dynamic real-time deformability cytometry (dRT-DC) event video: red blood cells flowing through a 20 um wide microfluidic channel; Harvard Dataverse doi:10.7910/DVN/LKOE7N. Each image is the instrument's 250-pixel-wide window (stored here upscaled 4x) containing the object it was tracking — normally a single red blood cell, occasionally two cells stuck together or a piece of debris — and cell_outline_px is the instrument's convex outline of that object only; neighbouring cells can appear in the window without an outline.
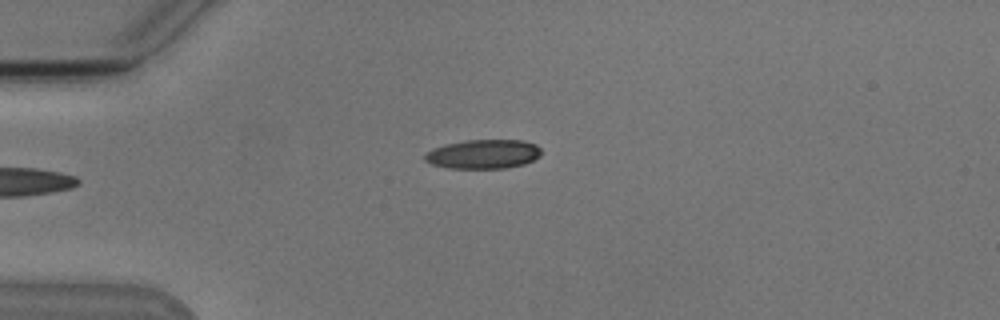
{"species": "Egyptian fruit bat (a non-hibernating species)", "species_latin": "Rousettus aegyptiacus", "temperature_condition": "cold", "stored_images_in_passage": 2, "camera_frame_rate_fps": 3000, "um_per_image_px": 0.085, "animal": {"sex": "male"}, "frame": {"image": 1, "passage_image": 2, "time_ms": 1.333, "image_size_px": [1000, 320], "cell_outline_px": [[540, 156], [524, 164], [504, 168], [448, 168], [432, 164], [424, 160], [424, 156], [432, 148], [444, 144], [468, 140], [524, 140], [536, 144], [540, 148]], "centroid_in_image_um": [41.08, 13.09], "position_along_channel_um": 43.9, "area_um2": 19.77}}